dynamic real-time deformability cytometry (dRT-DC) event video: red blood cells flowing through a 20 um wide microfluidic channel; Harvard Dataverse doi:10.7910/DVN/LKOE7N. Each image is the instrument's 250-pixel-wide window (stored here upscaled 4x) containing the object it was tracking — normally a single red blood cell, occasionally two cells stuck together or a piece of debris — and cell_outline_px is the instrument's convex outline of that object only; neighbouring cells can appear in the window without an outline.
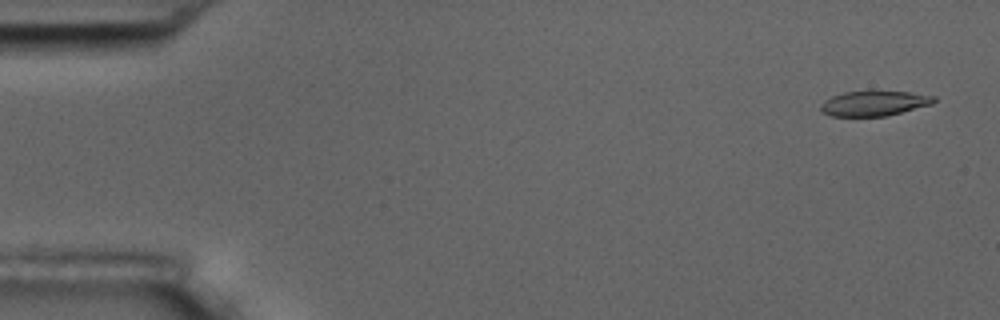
{"species": "common noctule bat (a hibernating species)", "species_latin": "Nyctalus noctula", "temperature_condition": "room temperature", "stored_images_in_passage": 4, "camera_frame_rate_fps": 3000, "um_per_image_px": 0.085, "animal": {"sex": "male", "body_mass_g": 17.5, "forearm_length_mm": 52.3}, "frame": {"image": 1, "passage_image": 1, "time_ms": 0.0, "image_size_px": [1000, 320], "cell_outline_px": [[936, 100], [932, 104], [888, 116], [832, 116], [820, 112], [820, 104], [824, 100], [832, 96], [844, 92], [908, 92], [936, 96]], "centroid_in_image_um": [74.28, 8.8], "position_along_channel_um": 10.7, "area_um2": 16.42}}
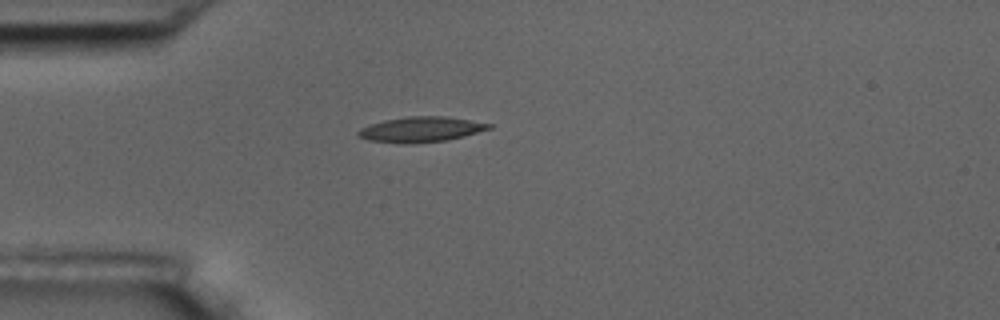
{"frame": {"image": 2, "passage_image": 4, "time_ms": 4.333, "image_size_px": [1000, 320], "cell_outline_px": [[492, 128], [464, 136], [448, 140], [368, 140], [356, 136], [356, 132], [360, 128], [384, 120], [408, 116], [444, 116], [492, 124]], "centroid_in_image_um": [35.82, 10.94], "position_along_channel_um": 49.2, "area_um2": 18.03}}